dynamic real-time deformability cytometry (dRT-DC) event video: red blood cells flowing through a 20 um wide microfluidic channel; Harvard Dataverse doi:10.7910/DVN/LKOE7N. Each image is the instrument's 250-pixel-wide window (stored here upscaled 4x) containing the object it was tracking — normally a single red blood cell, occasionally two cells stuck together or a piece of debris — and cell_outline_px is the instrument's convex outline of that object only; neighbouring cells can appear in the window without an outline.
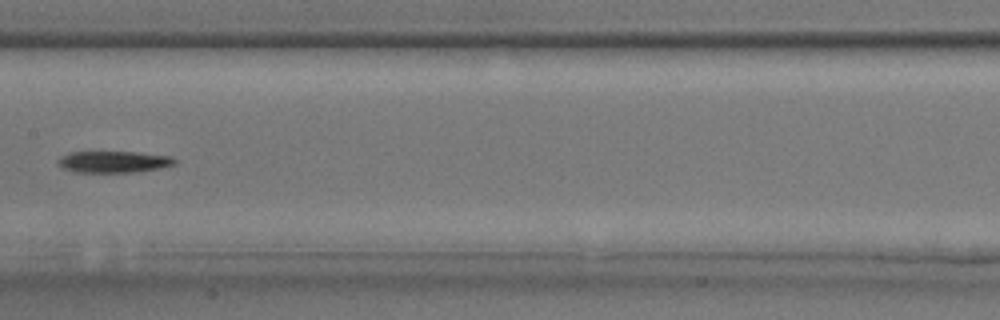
{"species": "common noctule bat (a hibernating species)", "species_latin": "Nyctalus noctula", "temperature_condition": "room temperature", "stored_images_in_passage": 39, "segment_of_instrument_passage": [2, 2], "camera_frame_rate_fps": 3000, "um_per_image_px": 0.085, "animal": {"sex": "male", "body_mass_g": 17.9, "forearm_length_mm": 54.2}, "frame": {"image": 1, "passage_image": 21, "time_ms": 6.667, "image_size_px": [1000, 320], "cell_outline_px": [[176, 164], [160, 168], [132, 172], [76, 172], [64, 168], [56, 164], [60, 156], [68, 152], [136, 152], [172, 156], [176, 160]], "centroid_in_image_um": [9.65, 13.75], "position_along_channel_um": 197.7, "area_um2": 14.68}}
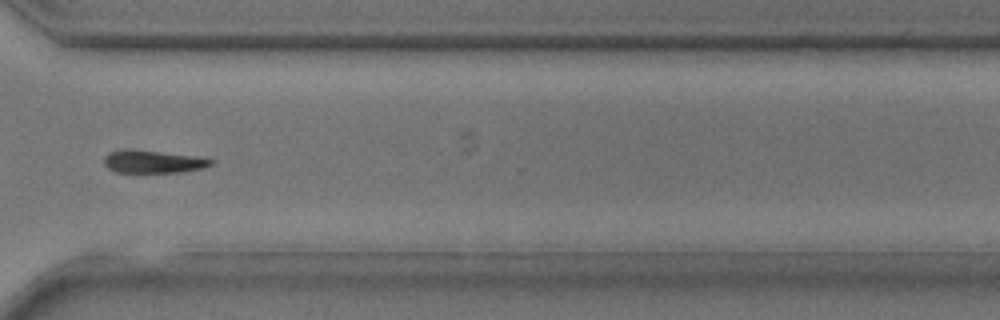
{"frame": {"image": 2, "passage_image": 30, "time_ms": 9.667, "image_size_px": [1000, 320], "cell_outline_px": [[216, 160], [212, 164], [204, 168], [184, 172], [116, 172], [108, 168], [104, 164], [104, 156], [108, 152], [120, 148], [132, 148], [196, 156]], "centroid_in_image_um": [12.99, 13.72], "position_along_channel_um": 357.6, "area_um2": 14.57}}
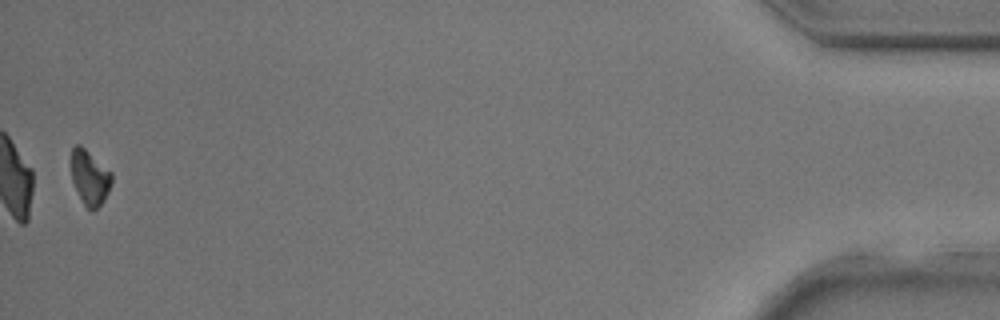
{"frame": {"image": 3, "passage_image": 39, "time_ms": 12.667, "image_size_px": [1000, 320], "cell_outline_px": [[112, 184], [104, 200], [92, 212], [84, 204], [72, 180], [72, 148], [76, 144], [80, 144], [112, 172]], "centroid_in_image_um": [7.65, 15.08], "position_along_channel_um": 427.5, "area_um2": 12.72}}